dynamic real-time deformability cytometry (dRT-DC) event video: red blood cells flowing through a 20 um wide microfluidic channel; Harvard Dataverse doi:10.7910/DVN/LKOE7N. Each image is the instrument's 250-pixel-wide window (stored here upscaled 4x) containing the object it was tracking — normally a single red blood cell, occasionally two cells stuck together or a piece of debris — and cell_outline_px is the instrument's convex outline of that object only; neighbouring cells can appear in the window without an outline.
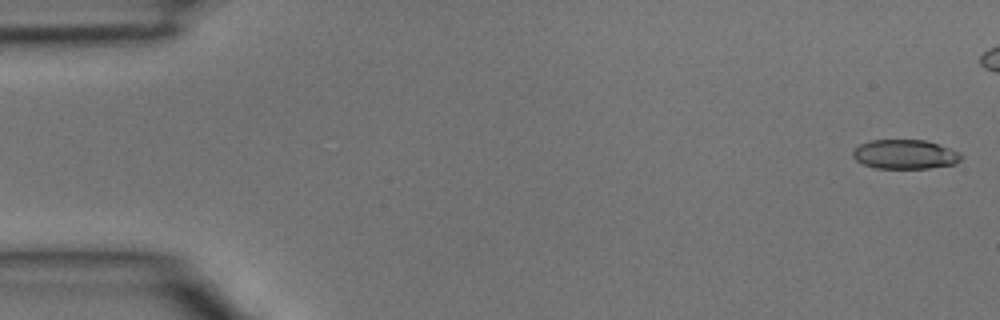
{"species": "common noctule bat (a hibernating species)", "species_latin": "Nyctalus noctula", "temperature_condition": "room temperature", "stored_images_in_passage": 34, "camera_frame_rate_fps": 3000, "um_per_image_px": 0.085, "animal": {"sex": "male", "body_mass_g": 15.6}, "frame": {"image": 1, "passage_image": 1, "time_ms": 0.0, "image_size_px": [1000, 320], "cell_outline_px": [[964, 156], [956, 164], [928, 168], [876, 168], [864, 164], [856, 160], [852, 156], [852, 148], [860, 144], [872, 140], [928, 140], [960, 152]], "centroid_in_image_um": [76.93, 13.11], "position_along_channel_um": 8.1, "area_um2": 18.67}}
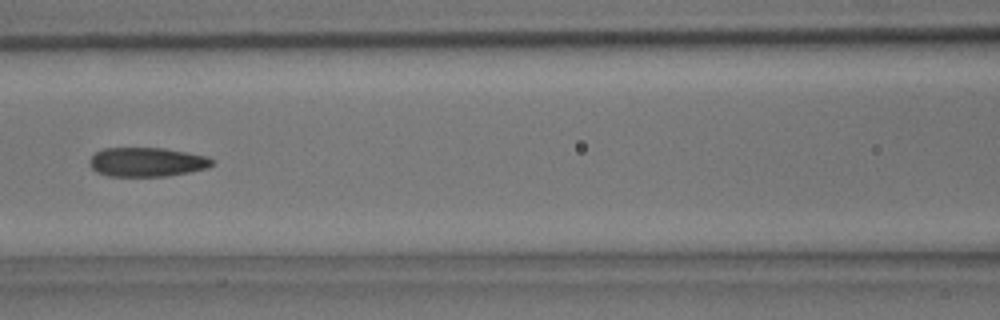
{"frame": {"image": 2, "passage_image": 14, "time_ms": 4.333, "image_size_px": [1000, 320], "cell_outline_px": [[212, 164], [208, 168], [168, 176], [108, 176], [96, 172], [92, 168], [88, 160], [96, 152], [104, 148], [164, 148], [208, 156], [212, 160]], "centroid_in_image_um": [12.47, 13.77], "position_along_channel_um": 154.1, "area_um2": 20.81}}
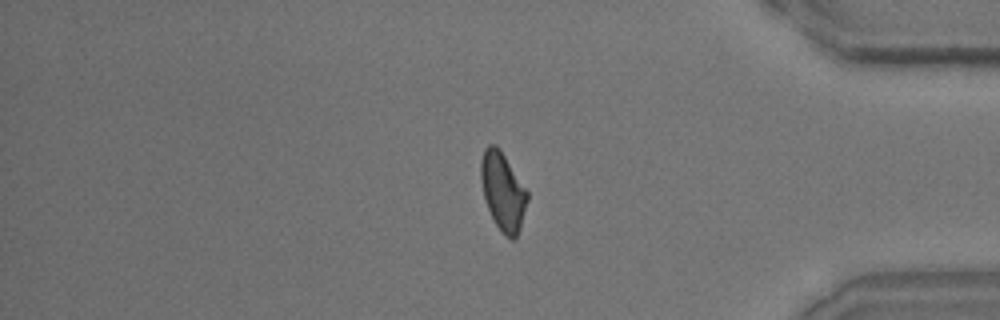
{"frame": {"image": 3, "passage_image": 32, "time_ms": 10.333, "image_size_px": [1000, 320], "cell_outline_px": [[528, 200], [520, 228], [516, 236], [512, 240], [496, 224], [488, 208], [484, 196], [480, 176], [480, 160], [484, 148], [488, 144], [496, 144], [500, 148], [528, 192]], "centroid_in_image_um": [42.73, 16.19], "position_along_channel_um": 392.5, "area_um2": 20.87}}